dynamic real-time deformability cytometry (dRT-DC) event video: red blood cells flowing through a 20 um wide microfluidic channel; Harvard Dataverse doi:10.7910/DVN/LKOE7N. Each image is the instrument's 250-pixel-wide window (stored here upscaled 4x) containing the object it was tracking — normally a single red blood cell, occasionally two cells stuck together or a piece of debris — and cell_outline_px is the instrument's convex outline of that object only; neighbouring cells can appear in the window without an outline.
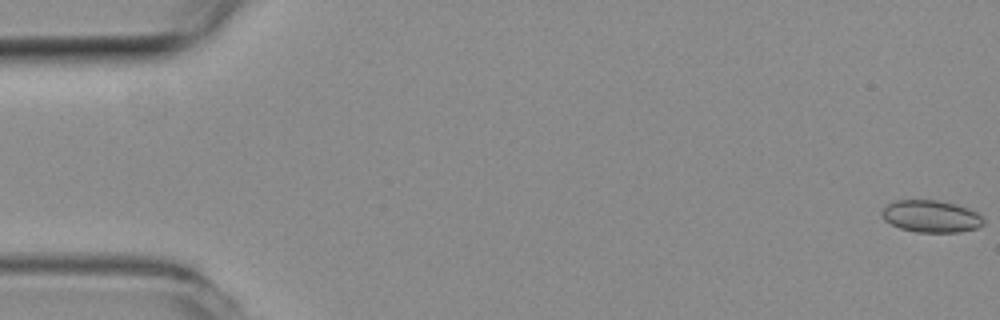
{"species": "common noctule bat (a hibernating species)", "species_latin": "Nyctalus noctula", "temperature_condition": "room temperature", "stored_images_in_passage": 55, "camera_frame_rate_fps": 3000, "um_per_image_px": 0.085, "animal": {"sex": "female", "body_mass_g": 19.3, "forearm_length_mm": 54.1}, "frame": {"image": 1, "passage_image": 1, "time_ms": 0.0, "image_size_px": [1000, 320], "cell_outline_px": [[984, 224], [976, 228], [960, 232], [916, 232], [900, 228], [884, 220], [880, 212], [888, 204], [896, 200], [936, 200], [956, 204], [968, 208], [976, 212], [984, 220]], "centroid_in_image_um": [79.13, 18.39], "position_along_channel_um": 5.9, "area_um2": 18.96}}
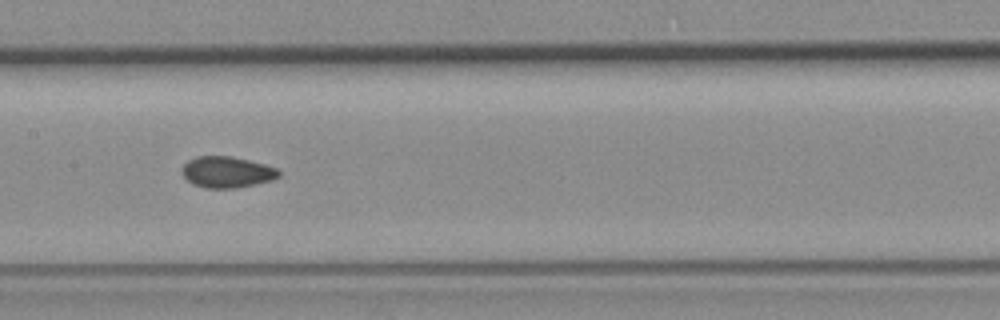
{"frame": {"image": 2, "passage_image": 27, "time_ms": 8.667, "image_size_px": [1000, 320], "cell_outline_px": [[280, 176], [272, 180], [256, 184], [236, 188], [204, 188], [192, 184], [180, 172], [184, 164], [188, 160], [196, 156], [232, 156], [264, 164], [276, 168], [280, 172]], "centroid_in_image_um": [19.27, 14.63], "position_along_channel_um": 188.1, "area_um2": 17.69}}
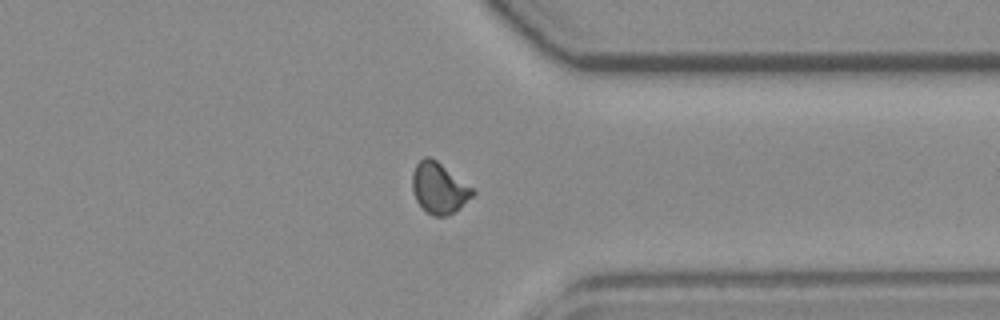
{"frame": {"image": 3, "passage_image": 42, "time_ms": 13.667, "image_size_px": [1000, 320], "cell_outline_px": [[476, 192], [460, 208], [448, 216], [432, 216], [416, 200], [412, 192], [412, 172], [416, 164], [424, 156], [428, 156], [436, 160], [472, 188]], "centroid_in_image_um": [37.29, 15.99], "position_along_channel_um": 374.1, "area_um2": 17.69}, "authors_computed_cell_mechanics": {"area_um2": 17.6868, "velocity_mm_per_s": 3.8106, "shape_relaxation_time_tau1_ms": null, "shape_relaxation_time_tau2_ms": 1.7437, "deformation_change_tau1": null, "deformation_change_tau2": 0.0558}}